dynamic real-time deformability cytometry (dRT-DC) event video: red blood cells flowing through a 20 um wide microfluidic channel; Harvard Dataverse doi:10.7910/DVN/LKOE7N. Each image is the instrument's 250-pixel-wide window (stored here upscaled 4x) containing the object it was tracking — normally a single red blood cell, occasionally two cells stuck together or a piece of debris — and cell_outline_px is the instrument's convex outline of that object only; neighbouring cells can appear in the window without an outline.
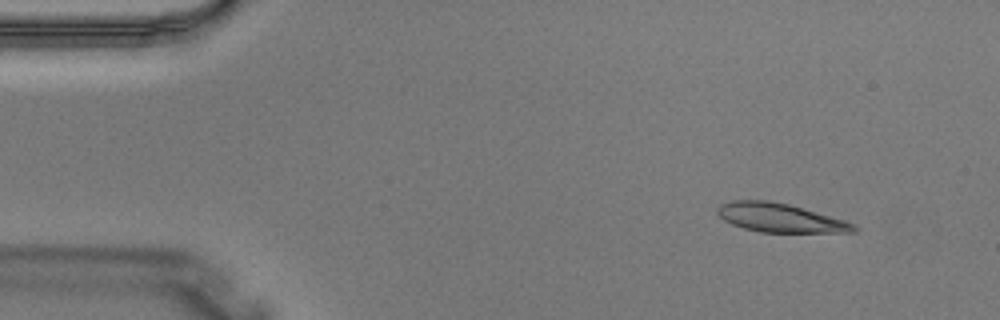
{"species": "Egyptian fruit bat (a non-hibernating species)", "species_latin": "Rousettus aegyptiacus", "temperature_condition": "warm", "stored_images_in_passage": 5, "camera_frame_rate_fps": 3000, "um_per_image_px": 0.085, "animal": {"sex": "male"}, "frame": {"image": 1, "passage_image": 2, "time_ms": 0.333, "image_size_px": [1000, 320], "cell_outline_px": [[860, 228], [856, 232], [760, 232], [744, 228], [732, 224], [724, 220], [716, 212], [716, 208], [720, 204], [732, 200], [768, 200], [788, 204], [844, 220], [856, 224]], "centroid_in_image_um": [66.3, 18.51], "position_along_channel_um": 18.7, "area_um2": 22.83}}